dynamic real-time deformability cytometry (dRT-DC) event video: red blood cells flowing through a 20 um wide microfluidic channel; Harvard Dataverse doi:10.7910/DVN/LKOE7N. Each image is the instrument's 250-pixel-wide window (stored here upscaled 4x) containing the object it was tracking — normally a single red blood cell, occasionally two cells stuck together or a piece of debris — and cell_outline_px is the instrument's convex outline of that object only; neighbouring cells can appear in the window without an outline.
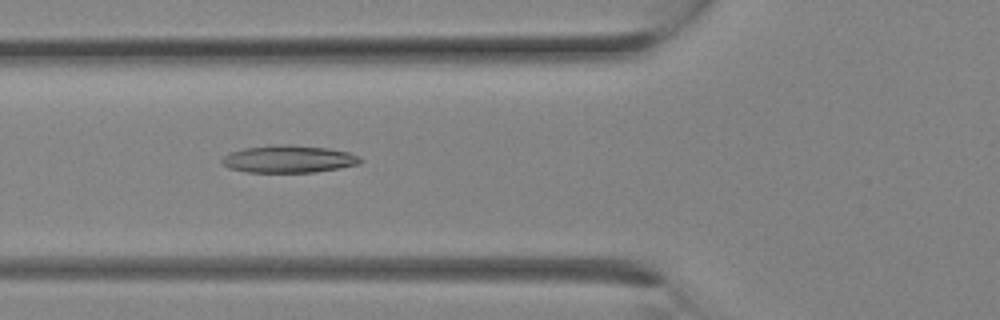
{"species": "Egyptian fruit bat (a non-hibernating species)", "species_latin": "Rousettus aegyptiacus", "temperature_condition": "room temperature", "stored_images_in_passage": 12, "camera_frame_rate_fps": 3000, "um_per_image_px": 0.085, "animal": {"sex": "female"}, "frame": {"image": 1, "passage_image": 9, "time_ms": 2.667, "image_size_px": [1000, 320], "cell_outline_px": [[364, 160], [360, 164], [340, 168], [316, 172], [248, 172], [228, 168], [220, 160], [228, 152], [244, 148], [272, 144], [292, 144], [328, 148], [348, 152], [360, 156]], "centroid_in_image_um": [24.55, 13.51], "position_along_channel_um": 101.2, "area_um2": 22.43}}
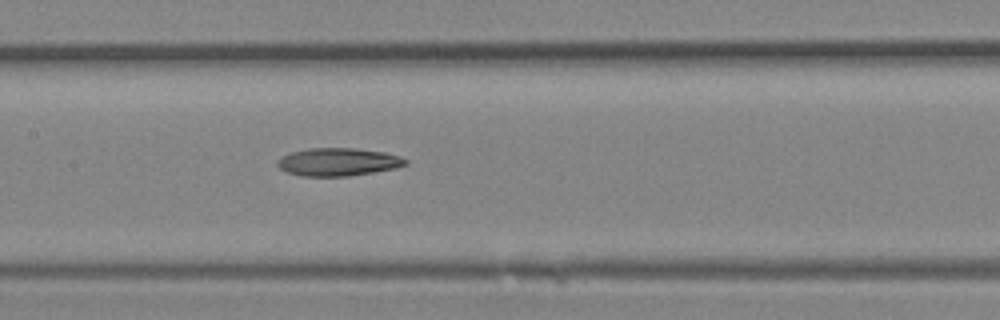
{"frame": {"image": 2, "passage_image": 12, "time_ms": 3.667, "image_size_px": [1000, 320], "cell_outline_px": [[408, 164], [396, 168], [348, 176], [304, 176], [288, 172], [280, 168], [276, 164], [280, 156], [288, 152], [308, 148], [352, 148], [384, 152], [400, 156], [408, 160]], "centroid_in_image_um": [28.73, 13.75], "position_along_channel_um": 178.7, "area_um2": 20.87}}